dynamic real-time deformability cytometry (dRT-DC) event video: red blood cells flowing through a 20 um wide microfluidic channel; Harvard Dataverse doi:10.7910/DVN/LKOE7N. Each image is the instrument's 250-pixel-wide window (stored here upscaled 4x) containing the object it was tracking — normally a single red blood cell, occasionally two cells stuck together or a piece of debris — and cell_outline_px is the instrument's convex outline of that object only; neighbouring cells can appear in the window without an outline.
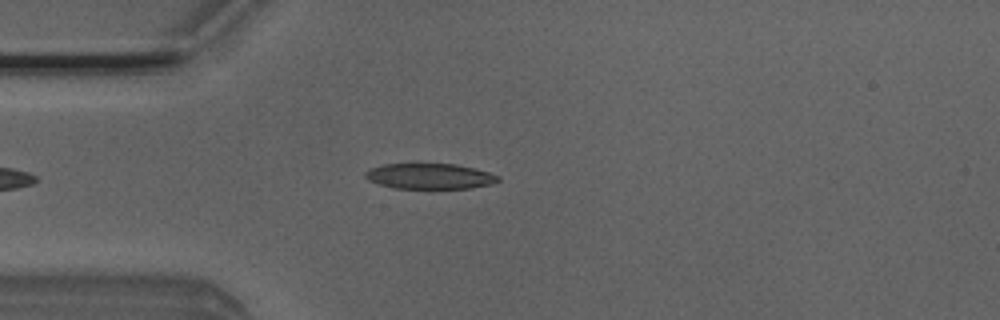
{"species": "Egyptian fruit bat (a non-hibernating species)", "species_latin": "Rousettus aegyptiacus", "temperature_condition": "room temperature", "stored_images_in_passage": 44, "camera_frame_rate_fps": 3000, "um_per_image_px": 0.085, "animal": {"sex": "male"}, "frame": {"image": 1, "passage_image": 7, "time_ms": 2.0, "image_size_px": [1000, 320], "cell_outline_px": [[500, 180], [488, 184], [468, 188], [392, 188], [368, 180], [364, 176], [364, 172], [372, 168], [384, 164], [456, 164], [476, 168], [500, 176]], "centroid_in_image_um": [36.51, 14.97], "position_along_channel_um": 48.5, "area_um2": 19.59}}
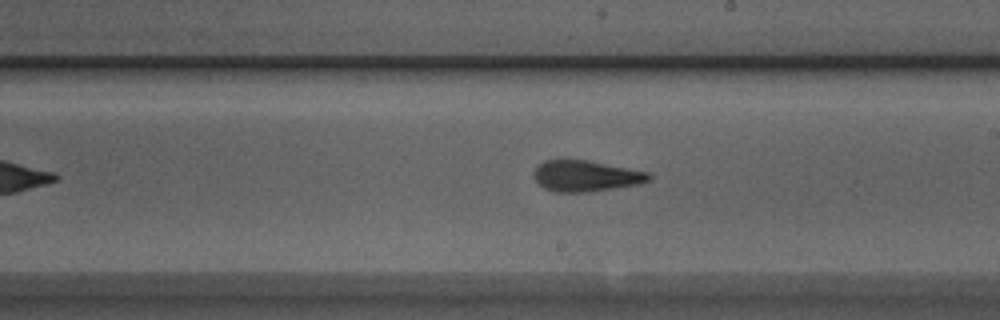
{"frame": {"image": 2, "passage_image": 22, "time_ms": 7.0, "image_size_px": [1000, 320], "cell_outline_px": [[652, 176], [648, 180], [640, 184], [584, 192], [556, 192], [544, 188], [536, 180], [536, 168], [544, 160], [568, 156], [648, 172]], "centroid_in_image_um": [49.77, 14.91], "position_along_channel_um": 239.2, "area_um2": 20.98}}
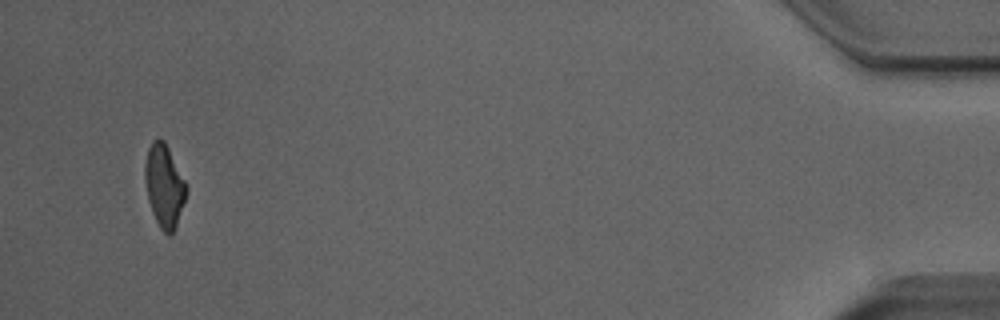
{"frame": {"image": 3, "passage_image": 42, "time_ms": 13.667, "image_size_px": [1000, 320], "cell_outline_px": [[188, 188], [176, 224], [172, 232], [168, 236], [160, 228], [152, 212], [148, 200], [144, 180], [144, 164], [148, 148], [152, 140], [164, 140]], "centroid_in_image_um": [13.93, 15.78], "position_along_channel_um": 421.3, "area_um2": 19.54}, "authors_computed_cell_mechanics": {"area_um2": 20.6057, "velocity_mm_per_s": 4.0331, "shape_relaxation_time_tau1_ms": 8.838, "shape_relaxation_time_tau2_ms": 2.1484, "deformation_change_tau1": 0.2402, "deformation_change_tau2": 0.1}}